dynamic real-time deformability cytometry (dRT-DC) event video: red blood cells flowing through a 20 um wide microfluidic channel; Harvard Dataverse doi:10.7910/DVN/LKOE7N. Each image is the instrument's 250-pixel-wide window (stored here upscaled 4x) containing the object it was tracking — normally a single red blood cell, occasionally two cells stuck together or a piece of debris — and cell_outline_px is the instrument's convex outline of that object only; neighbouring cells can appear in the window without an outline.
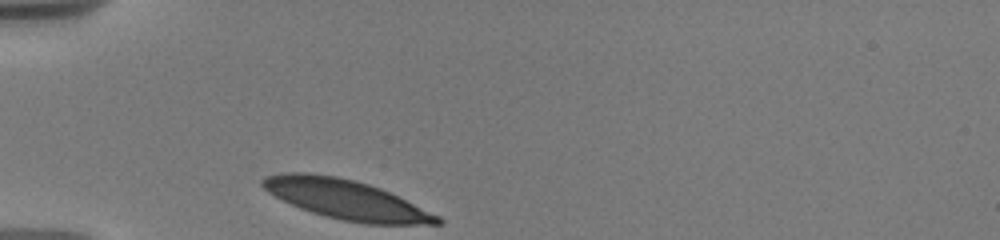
{"species": "human", "species_latin": "Homo sapiens", "temperature_condition": "warm", "stored_images_in_passage": 19, "camera_frame_rate_fps": 3000, "um_per_image_px": 0.085, "donor": {"sex": "male"}, "frame": {"image": 1, "passage_image": 1, "time_ms": 0.0, "image_size_px": [1000, 240], "cell_outline_px": [[444, 224], [368, 224], [344, 220], [324, 216], [300, 208], [268, 192], [260, 184], [260, 180], [264, 176], [280, 172], [308, 172], [336, 176], [368, 184], [380, 188], [440, 216], [444, 220]], "centroid_in_image_um": [29.39, 16.95], "position_along_channel_um": 55.6, "area_um2": 40.0}}
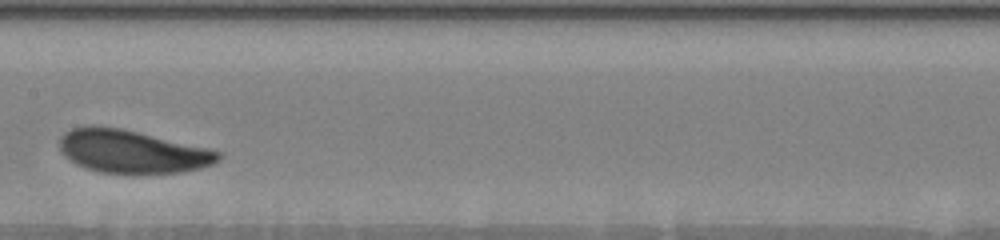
{"frame": {"image": 2, "passage_image": 9, "time_ms": 4.333, "image_size_px": [1000, 240], "cell_outline_px": [[220, 160], [216, 164], [184, 172], [100, 172], [76, 164], [64, 156], [60, 152], [60, 136], [64, 132], [72, 128], [88, 124], [92, 124], [120, 128], [204, 148], [220, 152]], "centroid_in_image_um": [11.15, 12.86], "position_along_channel_um": 196.2, "area_um2": 39.25}}
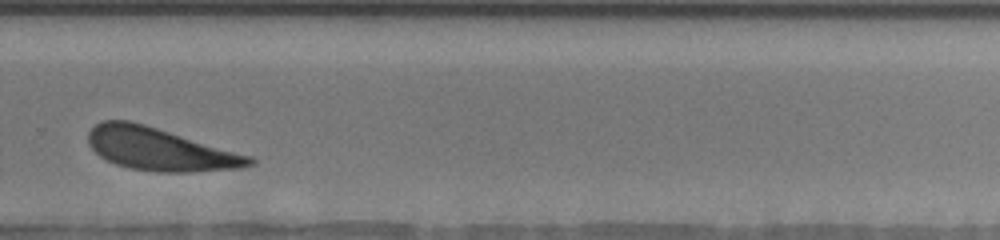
{"frame": {"image": 3, "passage_image": 15, "time_ms": 7.667, "image_size_px": [1000, 240], "cell_outline_px": [[256, 164], [244, 168], [192, 172], [156, 172], [128, 168], [116, 164], [100, 156], [88, 144], [88, 132], [96, 124], [104, 120], [128, 120], [144, 124], [252, 156], [256, 160]], "centroid_in_image_um": [13.63, 12.7], "position_along_channel_um": 316.2, "area_um2": 40.11}, "authors_computed_cell_mechanics": {"area_um2": 39.7664, "velocity_mm_per_s": 3.6075, "shape_relaxation_time_tau1_ms": 1.584, "shape_relaxation_time_tau2_ms": null, "deformation_change_tau1": 0.0872, "deformation_change_tau2": null}}